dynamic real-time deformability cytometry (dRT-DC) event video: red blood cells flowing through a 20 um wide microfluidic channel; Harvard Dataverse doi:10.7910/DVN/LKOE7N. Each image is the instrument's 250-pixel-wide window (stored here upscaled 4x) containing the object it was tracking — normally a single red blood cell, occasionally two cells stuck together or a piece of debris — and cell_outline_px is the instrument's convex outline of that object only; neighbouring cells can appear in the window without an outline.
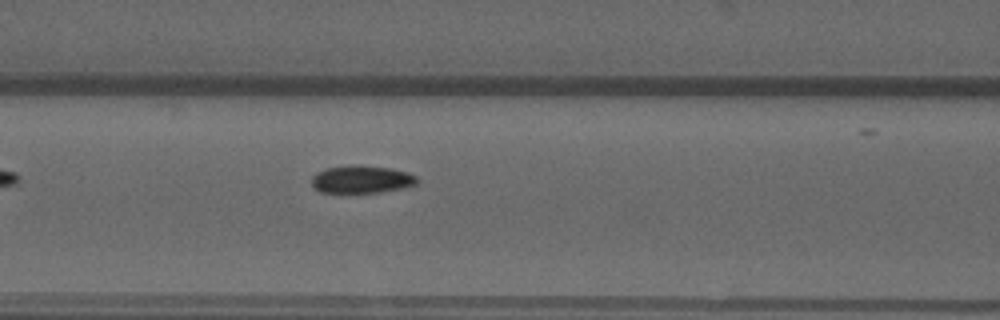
{"species": "common noctule bat (a hibernating species)", "species_latin": "Nyctalus noctula", "temperature_condition": "warm", "stored_images_in_passage": 23, "camera_frame_rate_fps": 3000, "um_per_image_px": 0.085, "animal": {"sex": "male", "forearm_length_mm": 52.5}, "frame": {"image": 1, "passage_image": 5, "time_ms": 1.333, "image_size_px": [1000, 320], "cell_outline_px": [[420, 180], [416, 184], [404, 188], [380, 192], [320, 192], [312, 188], [312, 176], [316, 172], [328, 168], [352, 164], [356, 164], [392, 168], [408, 172], [416, 176]], "centroid_in_image_um": [30.75, 15.23], "position_along_channel_um": 135.9, "area_um2": 17.22}}
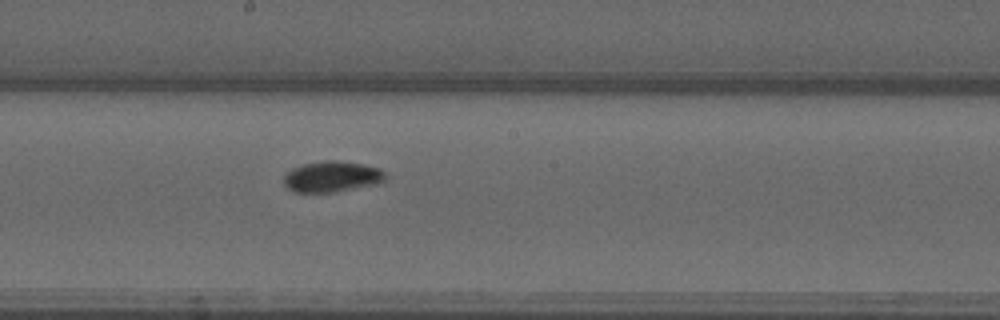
{"frame": {"image": 2, "passage_image": 12, "time_ms": 3.667, "image_size_px": [1000, 320], "cell_outline_px": [[388, 176], [384, 180], [376, 184], [332, 192], [296, 192], [288, 188], [284, 184], [284, 176], [292, 168], [304, 164], [324, 160], [336, 160], [364, 164], [380, 168]], "centroid_in_image_um": [28.23, 15.0], "position_along_channel_um": 220.0, "area_um2": 18.21}}
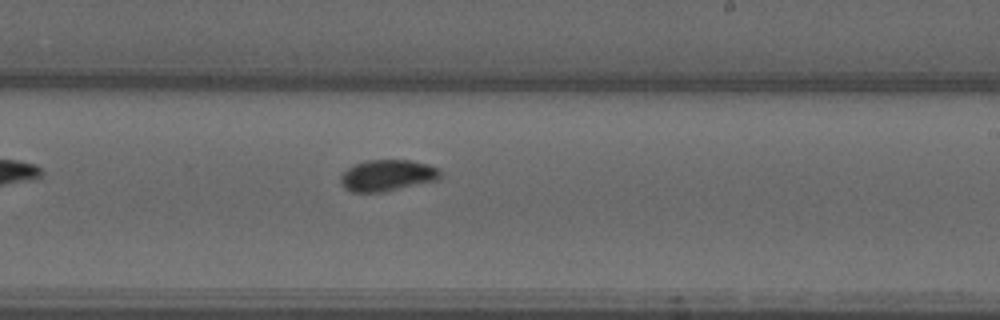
{"frame": {"image": 3, "passage_image": 15, "time_ms": 4.667, "image_size_px": [1000, 320], "cell_outline_px": [[440, 180], [384, 192], [352, 192], [344, 188], [340, 180], [340, 176], [352, 164], [364, 160], [412, 160], [428, 164], [440, 168]], "centroid_in_image_um": [32.94, 14.91], "position_along_channel_um": 256.1, "area_um2": 18.55}}